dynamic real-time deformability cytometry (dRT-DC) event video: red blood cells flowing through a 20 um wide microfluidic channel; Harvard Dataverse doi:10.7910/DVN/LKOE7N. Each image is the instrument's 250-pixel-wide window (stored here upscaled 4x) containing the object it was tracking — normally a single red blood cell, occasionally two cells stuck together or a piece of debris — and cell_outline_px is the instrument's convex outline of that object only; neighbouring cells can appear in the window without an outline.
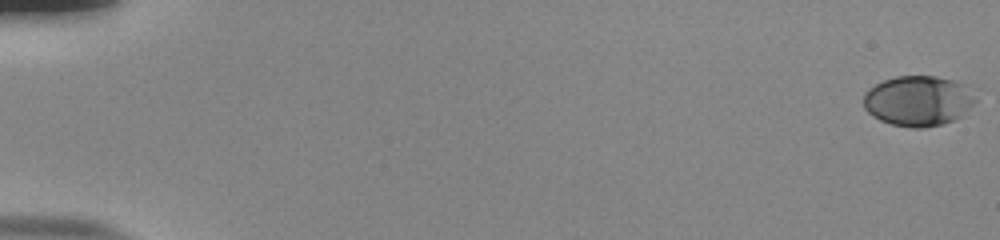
{"species": "human", "species_latin": "Homo sapiens", "temperature_condition": "room temperature", "stored_images_in_passage": 55, "camera_frame_rate_fps": 3000, "um_per_image_px": 0.085, "donor": {"sex": "male"}, "frame": {"image": 1, "passage_image": 1, "time_ms": 0.0, "image_size_px": [1000, 240], "cell_outline_px": [[976, 100], [960, 116], [952, 120], [940, 124], [924, 128], [912, 128], [892, 124], [880, 120], [872, 116], [864, 108], [864, 92], [876, 84], [884, 80], [896, 76], [936, 76], [952, 80], [964, 84]], "centroid_in_image_um": [77.99, 8.57], "position_along_channel_um": 7.0, "area_um2": 32.43}}
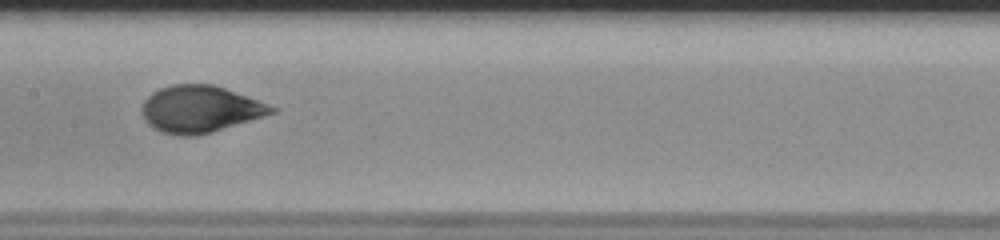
{"frame": {"image": 2, "passage_image": 30, "time_ms": 9.667, "image_size_px": [1000, 240], "cell_outline_px": [[280, 108], [276, 112], [264, 116], [200, 136], [176, 136], [160, 132], [148, 124], [144, 120], [140, 112], [140, 108], [144, 100], [152, 92], [160, 88], [172, 84], [212, 84], [224, 88]], "centroid_in_image_um": [16.97, 9.29], "position_along_channel_um": 190.4, "area_um2": 35.78}}
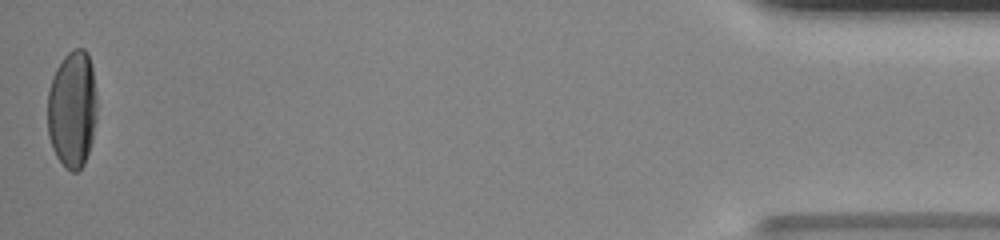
{"frame": {"image": 3, "passage_image": 55, "time_ms": 18.0, "image_size_px": [1000, 240], "cell_outline_px": [[96, 120], [92, 140], [84, 164], [76, 172], [72, 172], [64, 168], [56, 156], [52, 148], [48, 136], [48, 92], [52, 76], [56, 68], [64, 56], [68, 52], [76, 48], [84, 48], [88, 52], [92, 68], [96, 96]], "centroid_in_image_um": [6.14, 9.29], "position_along_channel_um": 429.1, "area_um2": 34.04}, "authors_computed_cell_mechanics": {"area_um2": 33.8708, "velocity_mm_per_s": 3.8596, "shape_relaxation_time_tau1_ms": 3.2916, "shape_relaxation_time_tau2_ms": null, "deformation_change_tau1": 0.1687, "deformation_change_tau2": null}}